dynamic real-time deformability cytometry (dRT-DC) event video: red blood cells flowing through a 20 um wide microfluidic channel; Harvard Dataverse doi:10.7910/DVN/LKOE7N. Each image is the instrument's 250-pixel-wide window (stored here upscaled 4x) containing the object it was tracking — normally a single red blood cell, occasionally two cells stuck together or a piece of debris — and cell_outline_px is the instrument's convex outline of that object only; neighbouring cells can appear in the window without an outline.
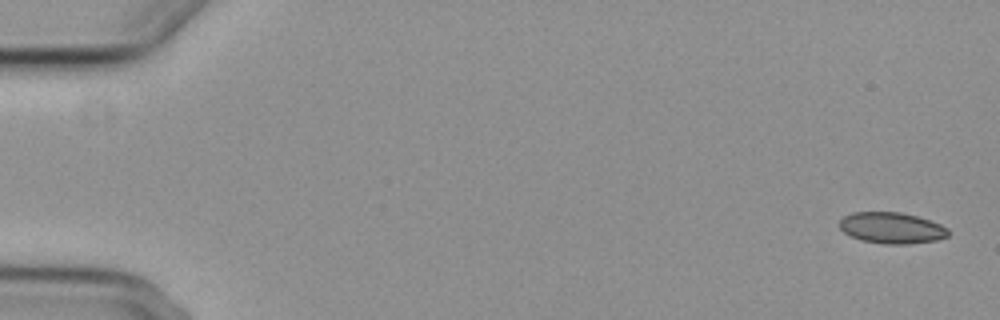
{"species": "common noctule bat (a hibernating species)", "species_latin": "Nyctalus noctula", "temperature_condition": "cold", "stored_images_in_passage": 6, "camera_frame_rate_fps": 3000, "um_per_image_px": 0.085, "animal": {"sex": "female", "body_mass_g": 29.2, "forearm_length_mm": 56.3}, "frame": {"image": 1, "passage_image": 1, "time_ms": 0.0, "image_size_px": [1000, 320], "cell_outline_px": [[948, 236], [936, 240], [908, 244], [884, 244], [860, 240], [844, 232], [840, 228], [840, 220], [844, 216], [852, 212], [900, 212], [916, 216], [940, 224], [948, 228]], "centroid_in_image_um": [75.78, 19.37], "position_along_channel_um": 9.2, "area_um2": 19.65}}
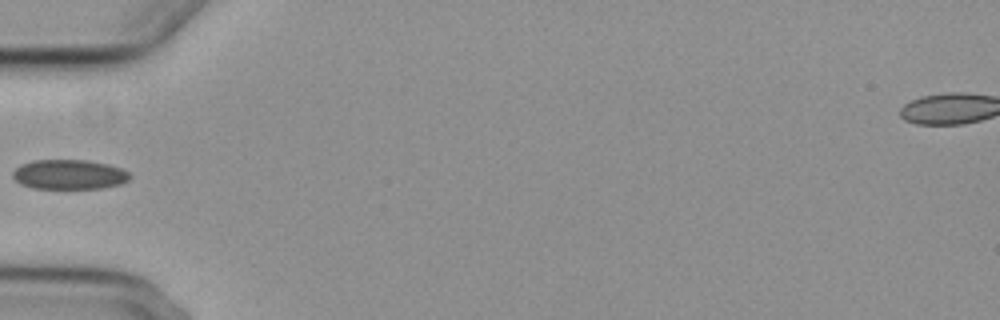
{"frame": {"image": 2, "passage_image": 5, "time_ms": 6.0, "image_size_px": [1000, 320], "cell_outline_px": [[132, 176], [128, 180], [120, 184], [100, 188], [32, 188], [20, 184], [12, 176], [12, 172], [20, 164], [32, 160], [88, 160], [108, 164], [120, 168], [128, 172]], "centroid_in_image_um": [5.86, 14.82], "position_along_channel_um": 79.1, "area_um2": 20.29}}
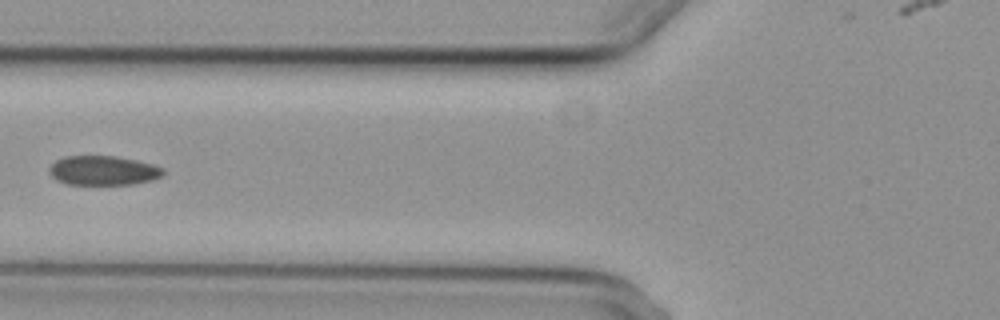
{"frame": {"image": 3, "passage_image": 6, "time_ms": 7.0, "image_size_px": [1000, 320], "cell_outline_px": [[164, 176], [152, 180], [132, 184], [68, 184], [56, 180], [48, 172], [48, 168], [56, 160], [64, 156], [116, 156], [136, 160], [152, 164], [164, 168]], "centroid_in_image_um": [8.78, 14.49], "position_along_channel_um": 117.0, "area_um2": 19.59}}